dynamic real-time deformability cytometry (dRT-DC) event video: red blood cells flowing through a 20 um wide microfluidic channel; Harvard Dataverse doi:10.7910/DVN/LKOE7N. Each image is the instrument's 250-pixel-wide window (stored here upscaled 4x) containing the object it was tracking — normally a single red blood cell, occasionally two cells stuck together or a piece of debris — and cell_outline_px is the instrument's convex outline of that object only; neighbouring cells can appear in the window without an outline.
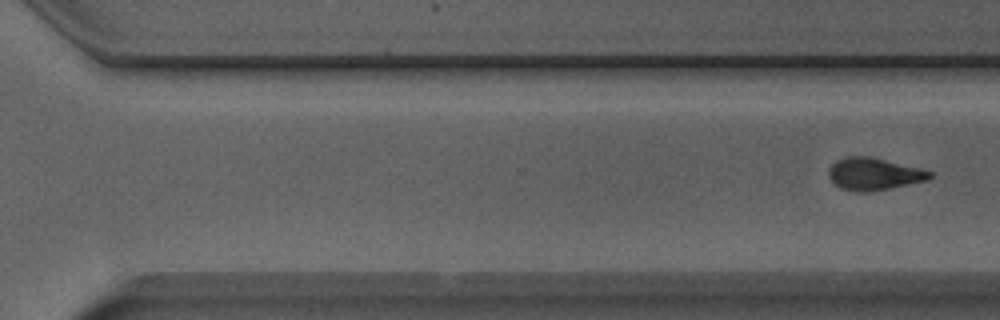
{"species": "Egyptian fruit bat (a non-hibernating species)", "species_latin": "Rousettus aegyptiacus", "temperature_condition": "room temperature", "stored_images_in_passage": 13, "segment_of_instrument_passage": [2, 2], "camera_frame_rate_fps": 3000, "um_per_image_px": 0.085, "animal": {"sex": "male"}, "frame": {"image": 1, "passage_image": 13, "time_ms": 4.0, "image_size_px": [1000, 320], "cell_outline_px": [[932, 176], [928, 180], [868, 192], [856, 192], [840, 188], [828, 176], [828, 168], [836, 160], [844, 156], [868, 156], [932, 172]], "centroid_in_image_um": [74.21, 14.79], "position_along_channel_um": 296.4, "area_um2": 18.67}}